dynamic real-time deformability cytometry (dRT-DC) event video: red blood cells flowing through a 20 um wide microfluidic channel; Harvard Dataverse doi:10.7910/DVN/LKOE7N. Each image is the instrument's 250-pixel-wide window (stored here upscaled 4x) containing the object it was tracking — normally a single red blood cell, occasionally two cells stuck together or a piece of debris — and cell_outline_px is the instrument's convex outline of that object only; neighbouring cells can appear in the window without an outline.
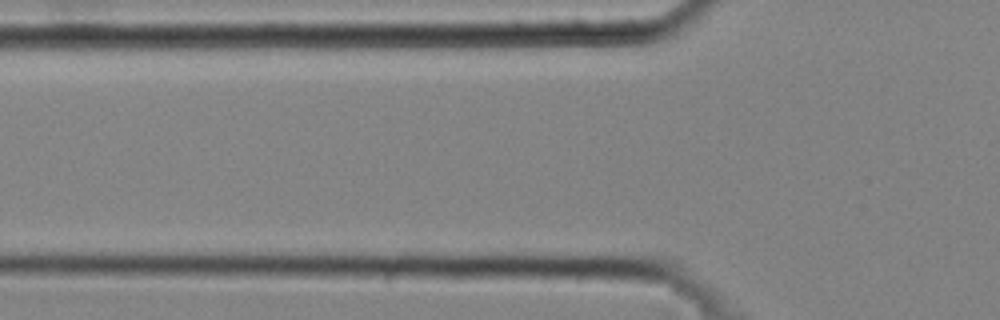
{"species": "common noctule bat (a hibernating species)", "species_latin": "Nyctalus noctula", "temperature_condition": "cold", "stored_images_in_passage": 3, "camera_frame_rate_fps": 3000, "um_per_image_px": 0.085, "animal": {"sex": "male", "body_mass_g": 20.4}, "frame": {"image": 1, "passage_image": 3, "time_ms": 0.667, "image_size_px": [1000, 320], "cell_outline_px": [[608, 216], [604, 220], [592, 224], [444, 220], [436, 212], [444, 208], [504, 204], [592, 208], [608, 212]], "centroid_in_image_um": [44.57, 18.2], "position_along_channel_um": 81.2, "area_um2": 18.73}}